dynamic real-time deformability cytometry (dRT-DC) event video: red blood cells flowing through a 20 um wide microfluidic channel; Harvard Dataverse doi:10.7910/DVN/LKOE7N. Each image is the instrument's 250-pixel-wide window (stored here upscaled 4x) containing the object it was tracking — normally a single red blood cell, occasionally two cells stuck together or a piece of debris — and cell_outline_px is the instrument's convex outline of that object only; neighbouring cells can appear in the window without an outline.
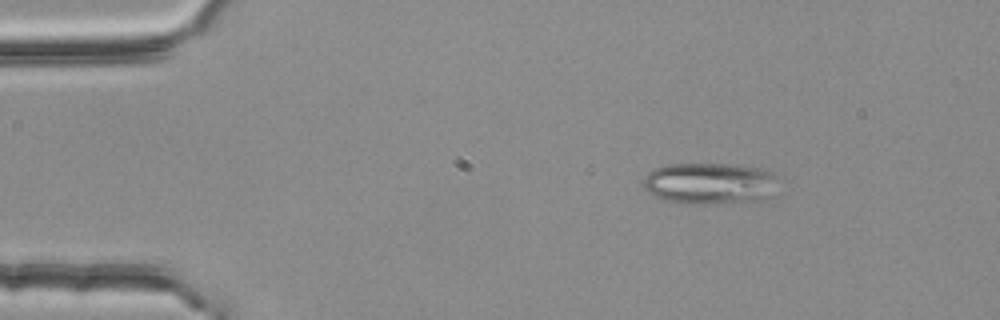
{"species": "common noctule bat (a hibernating species)", "species_latin": "Nyctalus noctula", "temperature_condition": "room temperature", "stored_images_in_passage": 3, "camera_frame_rate_fps": 3000, "um_per_image_px": 0.085, "animal": {"sex": "female", "body_mass_g": 25.1}, "frame": {"image": 1, "passage_image": 1, "time_ms": 0.0, "image_size_px": [1000, 320], "cell_outline_px": [[776, 192], [772, 196], [760, 200], [704, 204], [684, 204], [664, 200], [648, 192], [644, 188], [644, 176], [648, 172], [656, 168], [668, 164], [740, 164], [768, 168], [776, 172]], "centroid_in_image_um": [60.4, 15.57], "position_along_channel_um": 24.6, "area_um2": 33.35}}